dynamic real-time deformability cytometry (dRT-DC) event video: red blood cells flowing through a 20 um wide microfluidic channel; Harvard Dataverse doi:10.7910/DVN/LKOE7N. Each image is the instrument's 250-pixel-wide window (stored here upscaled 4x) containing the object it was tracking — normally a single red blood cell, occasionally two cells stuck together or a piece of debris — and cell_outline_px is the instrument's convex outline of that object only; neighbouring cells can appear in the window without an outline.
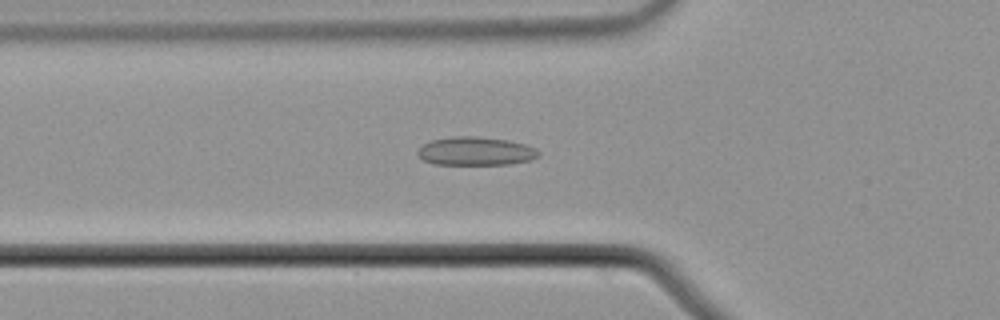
{"species": "common noctule bat (a hibernating species)", "species_latin": "Nyctalus noctula", "temperature_condition": "cold", "stored_images_in_passage": 42, "camera_frame_rate_fps": 3000, "um_per_image_px": 0.085, "animal": {"sex": "male", "body_mass_g": 21.5, "forearm_length_mm": 52.0}, "frame": {"image": 1, "passage_image": 7, "time_ms": 2.0, "image_size_px": [1000, 320], "cell_outline_px": [[540, 152], [532, 160], [508, 164], [436, 164], [424, 160], [416, 152], [424, 144], [432, 140], [452, 136], [476, 136], [508, 140], [524, 144], [536, 148]], "centroid_in_image_um": [40.44, 12.84], "position_along_channel_um": 85.4, "area_um2": 19.88}}
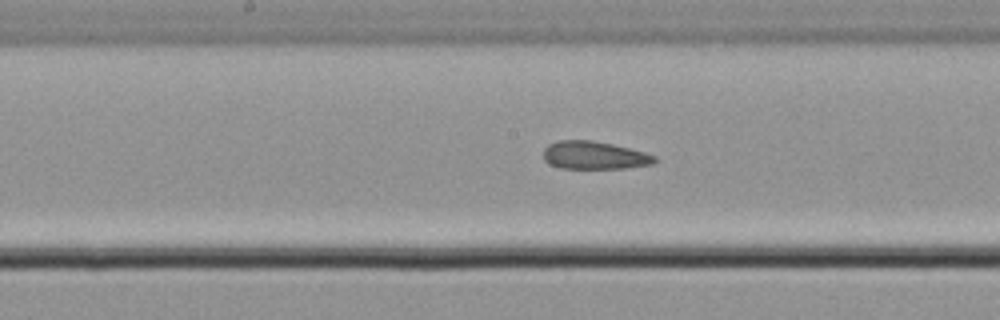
{"frame": {"image": 2, "passage_image": 16, "time_ms": 5.0, "image_size_px": [1000, 320], "cell_outline_px": [[656, 160], [652, 164], [624, 168], [560, 168], [548, 164], [544, 160], [544, 148], [548, 144], [556, 140], [592, 140], [612, 144], [644, 152], [656, 156]], "centroid_in_image_um": [50.47, 13.19], "position_along_channel_um": 197.7, "area_um2": 18.09}}
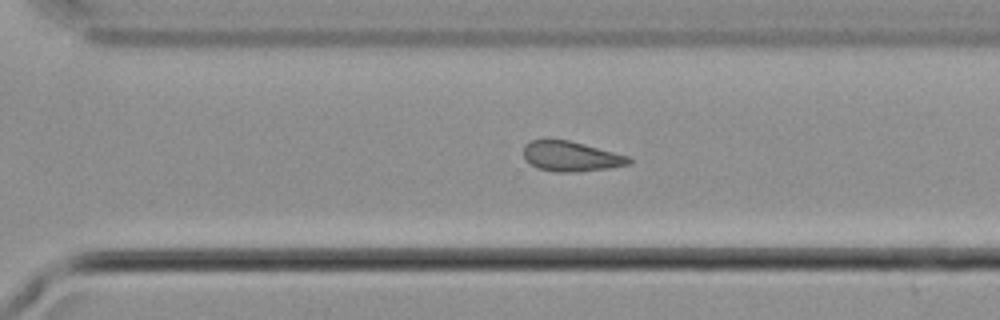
{"frame": {"image": 3, "passage_image": 26, "time_ms": 8.333, "image_size_px": [1000, 320], "cell_outline_px": [[632, 164], [608, 168], [568, 172], [556, 172], [536, 168], [524, 160], [524, 144], [532, 140], [544, 136], [548, 136], [568, 140], [584, 144], [628, 156], [632, 160]], "centroid_in_image_um": [48.45, 13.25], "position_along_channel_um": 322.2, "area_um2": 18.9}}